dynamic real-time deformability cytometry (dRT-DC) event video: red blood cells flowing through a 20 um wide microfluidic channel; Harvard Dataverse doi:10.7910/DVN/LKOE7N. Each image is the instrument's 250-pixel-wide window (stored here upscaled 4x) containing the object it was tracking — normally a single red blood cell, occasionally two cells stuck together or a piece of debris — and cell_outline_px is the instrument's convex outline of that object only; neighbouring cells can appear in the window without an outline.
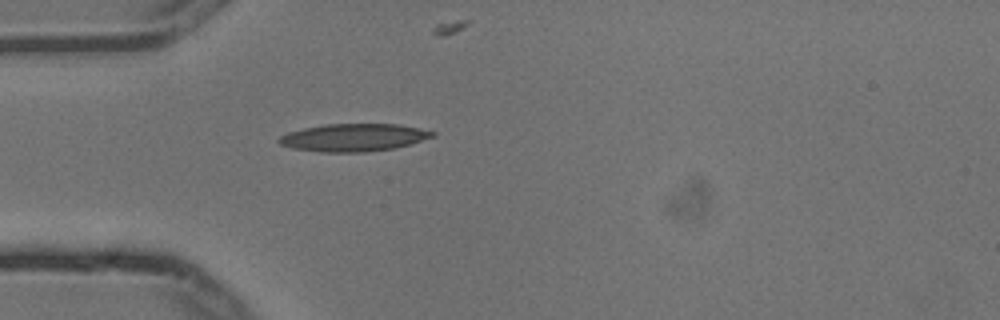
{"species": "common noctule bat (a hibernating species)", "species_latin": "Nyctalus noctula", "temperature_condition": "cold", "stored_images_in_passage": 2, "camera_frame_rate_fps": 3000, "um_per_image_px": 0.085, "animal": {"sex": "male", "body_mass_g": 13.3}, "frame": {"image": 1, "passage_image": 1, "time_ms": 0.0, "image_size_px": [1000, 320], "cell_outline_px": [[436, 136], [408, 144], [392, 148], [364, 152], [320, 152], [292, 148], [280, 144], [276, 140], [280, 136], [288, 132], [304, 128], [324, 124], [400, 124], [420, 128], [436, 132]], "centroid_in_image_um": [30.04, 11.68], "position_along_channel_um": 55.0, "area_um2": 24.68}}